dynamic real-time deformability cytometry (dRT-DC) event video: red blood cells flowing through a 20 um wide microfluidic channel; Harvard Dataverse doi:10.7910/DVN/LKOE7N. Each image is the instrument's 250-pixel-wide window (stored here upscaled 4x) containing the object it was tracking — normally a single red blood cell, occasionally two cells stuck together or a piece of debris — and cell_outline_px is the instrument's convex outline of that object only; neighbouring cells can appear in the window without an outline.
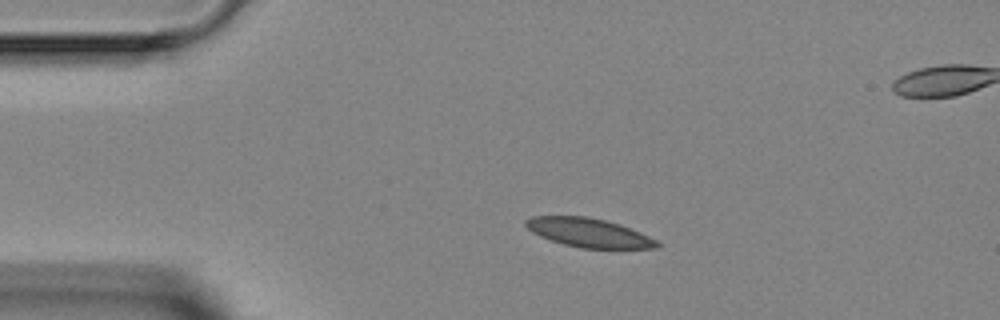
{"species": "Egyptian fruit bat (a non-hibernating species)", "species_latin": "Rousettus aegyptiacus", "temperature_condition": "room temperature", "stored_images_in_passage": 3, "segment_of_instrument_passage": [1, 2], "camera_frame_rate_fps": 3000, "um_per_image_px": 0.085, "animal": {"sex": "female"}, "frame": {"image": 1, "passage_image": 1, "time_ms": 0.0, "image_size_px": [1000, 320], "cell_outline_px": [[660, 244], [656, 248], [580, 248], [564, 244], [540, 236], [532, 232], [524, 224], [524, 220], [532, 216], [588, 216], [620, 224], [640, 232], [656, 240]], "centroid_in_image_um": [50.02, 19.77], "position_along_channel_um": 35.0, "area_um2": 21.96}}